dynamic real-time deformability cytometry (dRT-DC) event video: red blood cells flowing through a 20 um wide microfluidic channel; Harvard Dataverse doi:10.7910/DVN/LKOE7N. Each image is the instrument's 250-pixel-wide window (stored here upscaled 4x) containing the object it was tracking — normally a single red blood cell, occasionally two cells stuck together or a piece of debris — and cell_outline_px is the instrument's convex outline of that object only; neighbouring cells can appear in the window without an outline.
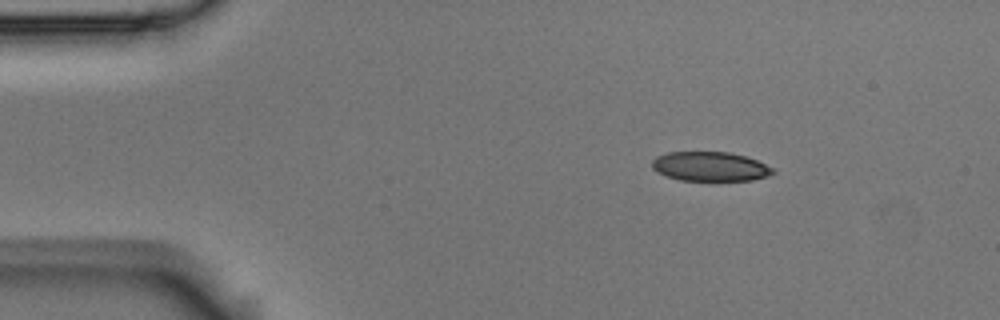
{"species": "Egyptian fruit bat (a non-hibernating species)", "species_latin": "Rousettus aegyptiacus", "temperature_condition": "room temperature", "stored_images_in_passage": 4, "camera_frame_rate_fps": 3000, "um_per_image_px": 0.085, "animal": {"sex": "male"}, "frame": {"image": 1, "passage_image": 2, "time_ms": 0.333, "image_size_px": [1000, 320], "cell_outline_px": [[776, 172], [768, 176], [752, 180], [680, 180], [656, 172], [652, 168], [652, 160], [656, 156], [668, 152], [728, 152], [748, 156], [772, 168]], "centroid_in_image_um": [60.35, 14.14], "position_along_channel_um": 24.7, "area_um2": 20.63}}